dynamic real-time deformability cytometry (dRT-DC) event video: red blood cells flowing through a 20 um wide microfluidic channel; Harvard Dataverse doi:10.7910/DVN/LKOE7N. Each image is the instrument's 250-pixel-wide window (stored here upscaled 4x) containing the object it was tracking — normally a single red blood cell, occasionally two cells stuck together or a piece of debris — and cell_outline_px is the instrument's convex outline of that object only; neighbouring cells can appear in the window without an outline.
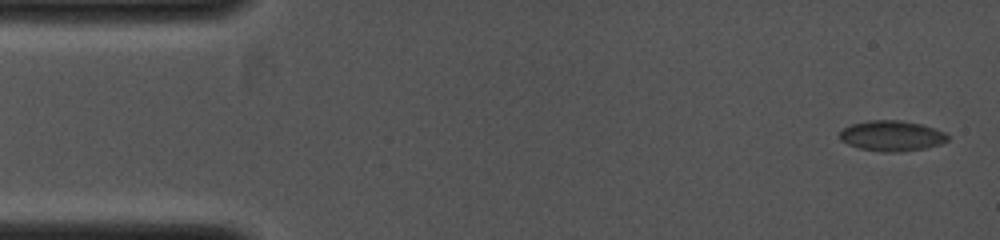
{"species": "common noctule bat (a hibernating species)", "species_latin": "Nyctalus noctula", "temperature_condition": "cold", "stored_images_in_passage": 9, "camera_frame_rate_fps": 4000, "um_per_image_px": 0.085, "animal": {"sex": "female", "body_mass_g": 19.0, "forearm_length_mm": 53.3}, "frame": {"image": 1, "passage_image": 1, "time_ms": 0.0, "image_size_px": [1000, 240], "cell_outline_px": [[948, 140], [940, 144], [928, 148], [896, 152], [880, 152], [860, 148], [848, 144], [840, 140], [840, 132], [844, 128], [852, 124], [868, 120], [900, 120], [920, 124], [936, 128], [944, 132], [948, 136]], "centroid_in_image_um": [75.81, 11.55], "position_along_channel_um": 9.2, "area_um2": 19.19}}
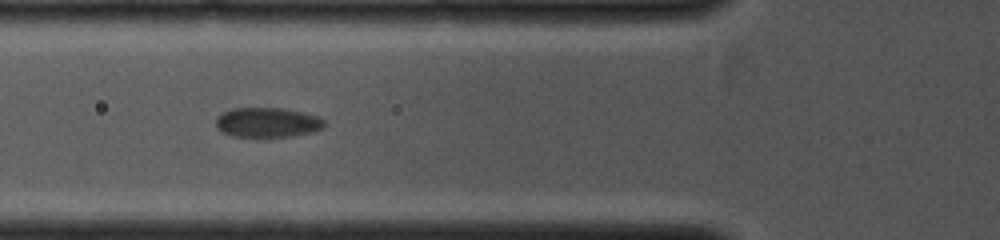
{"frame": {"image": 2, "passage_image": 6, "time_ms": 3.75, "image_size_px": [1000, 240], "cell_outline_px": [[324, 128], [312, 132], [288, 136], [232, 136], [220, 132], [216, 128], [216, 116], [232, 108], [280, 108], [300, 112], [316, 116], [324, 120]], "centroid_in_image_um": [22.67, 10.4], "position_along_channel_um": 103.1, "area_um2": 18.61}}
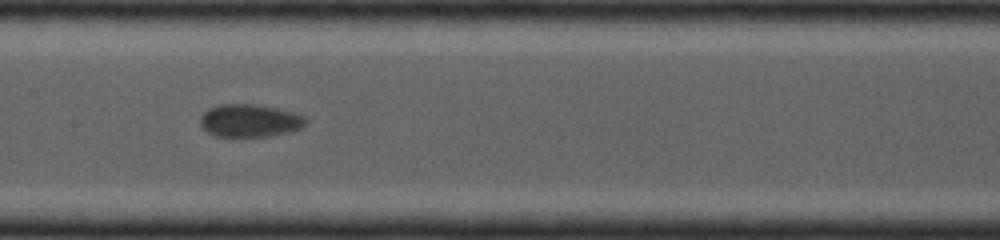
{"frame": {"image": 3, "passage_image": 8, "time_ms": 5.25, "image_size_px": [1000, 240], "cell_outline_px": [[308, 120], [300, 128], [292, 132], [268, 136], [232, 140], [216, 136], [200, 128], [200, 116], [208, 108], [220, 104], [256, 104], [296, 112], [304, 116]], "centroid_in_image_um": [21.19, 10.3], "position_along_channel_um": 186.2, "area_um2": 21.1}}